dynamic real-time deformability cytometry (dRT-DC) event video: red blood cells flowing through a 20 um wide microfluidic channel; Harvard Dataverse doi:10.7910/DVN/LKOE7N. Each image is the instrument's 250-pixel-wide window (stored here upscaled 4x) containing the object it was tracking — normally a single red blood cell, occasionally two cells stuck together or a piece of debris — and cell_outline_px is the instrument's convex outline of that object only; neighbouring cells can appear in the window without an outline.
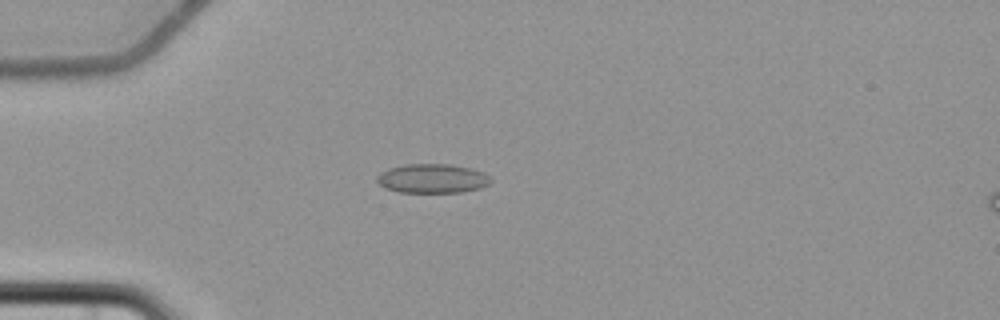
{"species": "common noctule bat (a hibernating species)", "species_latin": "Nyctalus noctula", "temperature_condition": "cold", "stored_images_in_passage": 3, "camera_frame_rate_fps": 3000, "um_per_image_px": 0.085, "animal": {"sex": "female", "body_mass_g": 22.7, "forearm_length_mm": 54.2}, "frame": {"image": 1, "passage_image": 1, "time_ms": 0.0, "image_size_px": [1000, 320], "cell_outline_px": [[492, 180], [488, 184], [480, 188], [460, 192], [400, 192], [384, 188], [376, 180], [376, 176], [380, 172], [388, 168], [404, 164], [452, 164], [472, 168], [484, 172]], "centroid_in_image_um": [36.73, 15.16], "position_along_channel_um": 48.3, "area_um2": 19.48}}
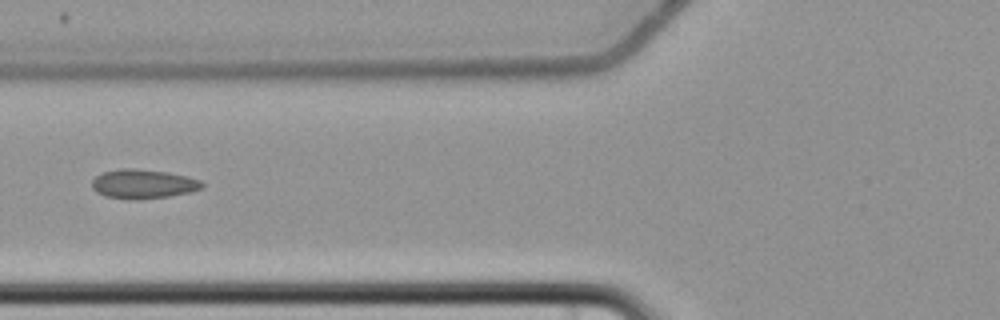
{"frame": {"image": 2, "passage_image": 3, "time_ms": 2.333, "image_size_px": [1000, 320], "cell_outline_px": [[204, 184], [200, 188], [192, 192], [168, 196], [140, 200], [128, 200], [104, 196], [96, 192], [92, 188], [92, 180], [100, 172], [120, 168], [136, 168], [168, 172], [188, 176], [200, 180]], "centroid_in_image_um": [12.13, 15.63], "position_along_channel_um": 113.7, "area_um2": 19.13}}